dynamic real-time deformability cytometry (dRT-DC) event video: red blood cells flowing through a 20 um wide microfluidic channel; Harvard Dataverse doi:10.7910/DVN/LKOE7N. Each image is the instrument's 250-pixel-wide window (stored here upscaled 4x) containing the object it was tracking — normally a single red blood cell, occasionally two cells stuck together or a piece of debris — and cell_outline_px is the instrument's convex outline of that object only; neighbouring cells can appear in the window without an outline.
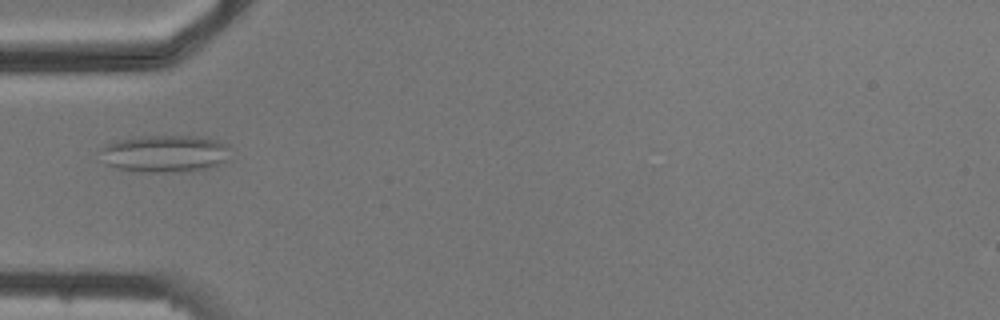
{"species": "common noctule bat (a hibernating species)", "species_latin": "Nyctalus noctula", "temperature_condition": "cold", "stored_images_in_passage": 8, "camera_frame_rate_fps": 3000, "um_per_image_px": 0.085, "animal": {"sex": "male", "body_mass_g": 20.5, "forearm_length_mm": 52.5}, "frame": {"image": 1, "passage_image": 4, "time_ms": 3.667, "image_size_px": [1000, 320], "cell_outline_px": [[228, 160], [220, 164], [208, 168], [192, 172], [144, 172], [116, 168], [108, 164], [100, 148], [116, 140], [132, 136], [204, 136], [228, 144]], "centroid_in_image_um": [14.07, 13.05], "position_along_channel_um": 70.9, "area_um2": 28.44}}
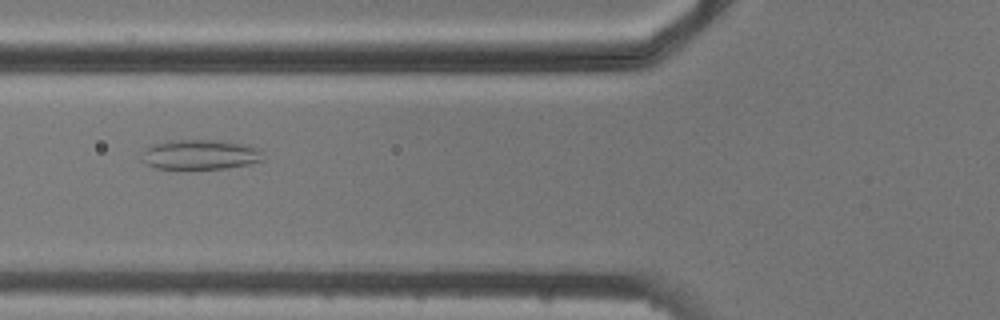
{"frame": {"image": 2, "passage_image": 5, "time_ms": 4.667, "image_size_px": [1000, 320], "cell_outline_px": [[264, 160], [248, 164], [228, 168], [156, 168], [140, 160], [144, 152], [148, 148], [156, 144], [168, 140], [216, 140], [248, 144], [260, 148]], "centroid_in_image_um": [17.08, 13.13], "position_along_channel_um": 108.7, "area_um2": 20.98}}
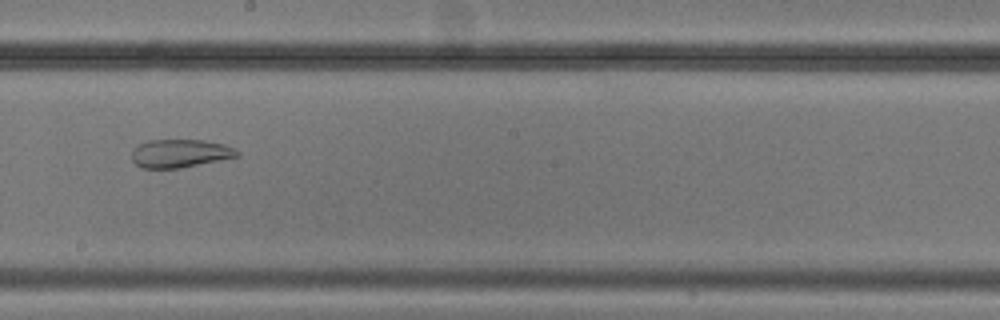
{"frame": {"image": 3, "passage_image": 8, "time_ms": 8.0, "image_size_px": [1000, 320], "cell_outline_px": [[240, 156], [180, 168], [140, 168], [132, 160], [132, 148], [136, 144], [148, 140], [204, 140], [224, 144], [236, 148], [240, 152]], "centroid_in_image_um": [15.29, 13.03], "position_along_channel_um": 232.9, "area_um2": 17.57}}